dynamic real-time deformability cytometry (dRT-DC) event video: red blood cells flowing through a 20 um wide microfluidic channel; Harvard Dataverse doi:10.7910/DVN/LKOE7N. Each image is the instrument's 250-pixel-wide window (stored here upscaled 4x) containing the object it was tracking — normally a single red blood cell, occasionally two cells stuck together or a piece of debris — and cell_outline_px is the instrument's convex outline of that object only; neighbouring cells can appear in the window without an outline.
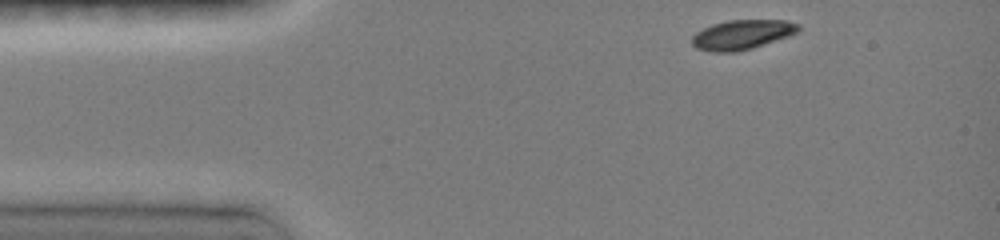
{"species": "common noctule bat (a hibernating species)", "species_latin": "Nyctalus noctula", "temperature_condition": "room temperature", "stored_images_in_passage": 23, "camera_frame_rate_fps": 3000, "um_per_image_px": 0.085, "animal": {"sex": "female", "body_mass_g": 19.0, "forearm_length_mm": 51.5}, "frame": {"image": 1, "passage_image": 1, "time_ms": 0.0, "image_size_px": [1000, 240], "cell_outline_px": [[800, 32], [752, 48], [736, 52], [712, 52], [696, 48], [692, 44], [692, 36], [696, 32], [712, 24], [728, 20], [784, 20], [800, 24]], "centroid_in_image_um": [63.08, 2.94], "position_along_channel_um": 21.9, "area_um2": 18.38}}
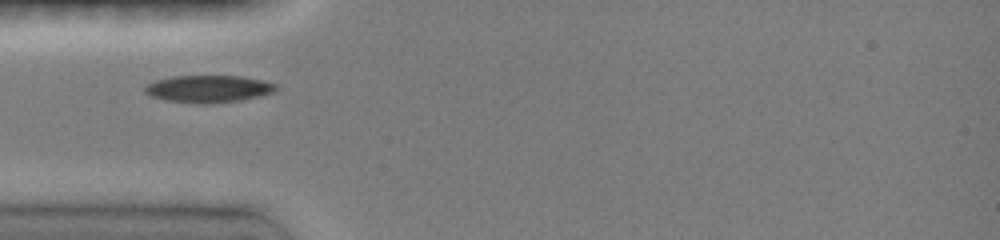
{"frame": {"image": 2, "passage_image": 9, "time_ms": 2.667, "image_size_px": [1000, 240], "cell_outline_px": [[280, 88], [276, 92], [260, 96], [240, 100], [212, 104], [196, 104], [168, 100], [152, 96], [144, 92], [144, 84], [156, 80], [172, 76], [240, 76], [264, 80], [276, 84]], "centroid_in_image_um": [17.75, 7.55], "position_along_channel_um": 67.2, "area_um2": 21.1}}
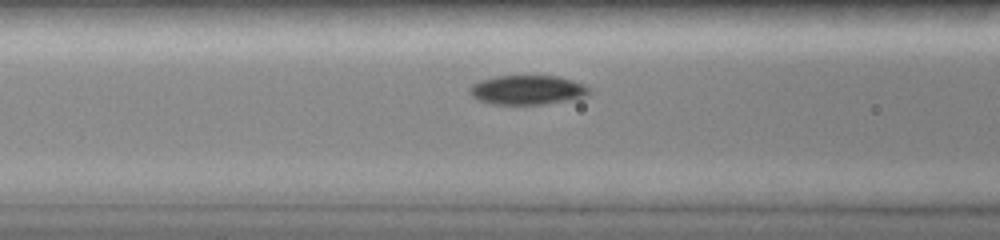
{"frame": {"image": 3, "passage_image": 13, "time_ms": 4.0, "image_size_px": [1000, 240], "cell_outline_px": [[588, 92], [584, 96], [568, 100], [544, 104], [492, 104], [480, 100], [472, 96], [468, 92], [468, 88], [472, 84], [480, 80], [496, 76], [560, 76], [584, 84], [588, 88]], "centroid_in_image_um": [44.78, 7.64], "position_along_channel_um": 121.8, "area_um2": 20.29}}